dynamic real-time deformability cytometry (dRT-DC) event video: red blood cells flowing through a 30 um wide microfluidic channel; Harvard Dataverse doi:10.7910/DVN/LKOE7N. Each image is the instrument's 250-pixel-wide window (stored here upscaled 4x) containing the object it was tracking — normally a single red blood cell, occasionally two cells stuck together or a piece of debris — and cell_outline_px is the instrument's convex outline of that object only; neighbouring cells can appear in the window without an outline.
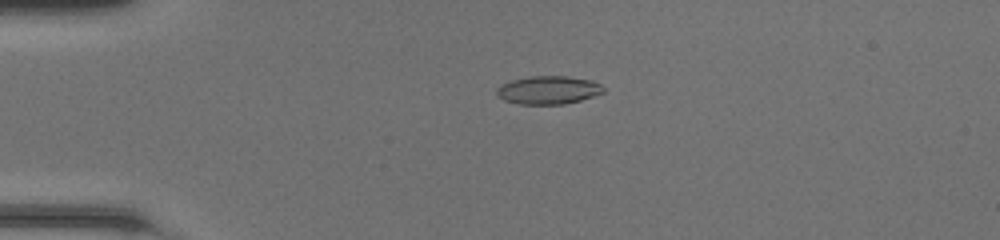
{"species": "common noctule bat (a hibernating species)", "species_latin": "Nyctalus noctula", "temperature_condition": "room temperature", "stored_images_in_passage": 50, "camera_frame_rate_fps": 3000, "um_per_image_px": 0.085, "animal": {"sex": "female", "body_mass_g": 20.0, "forearm_length_mm": 54.0}, "frame": {"image": 1, "passage_image": 13, "time_ms": 4.0, "image_size_px": [1000, 240], "cell_outline_px": [[604, 92], [580, 100], [564, 104], [520, 104], [504, 100], [496, 96], [496, 88], [500, 84], [512, 80], [528, 76], [568, 76], [592, 80], [600, 84], [604, 88]], "centroid_in_image_um": [46.57, 7.64], "position_along_channel_um": 38.4, "area_um2": 17.63}}
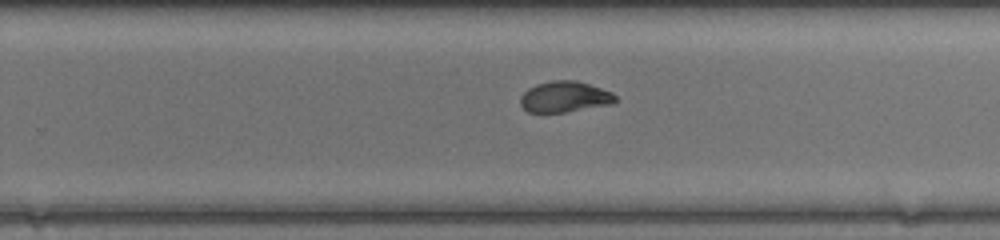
{"frame": {"image": 2, "passage_image": 33, "time_ms": 10.667, "image_size_px": [1000, 240], "cell_outline_px": [[620, 100], [612, 104], [564, 112], [528, 112], [520, 104], [520, 96], [528, 88], [536, 84], [552, 80], [576, 80], [612, 92]], "centroid_in_image_um": [48.01, 8.22], "position_along_channel_um": 281.8, "area_um2": 17.17}}
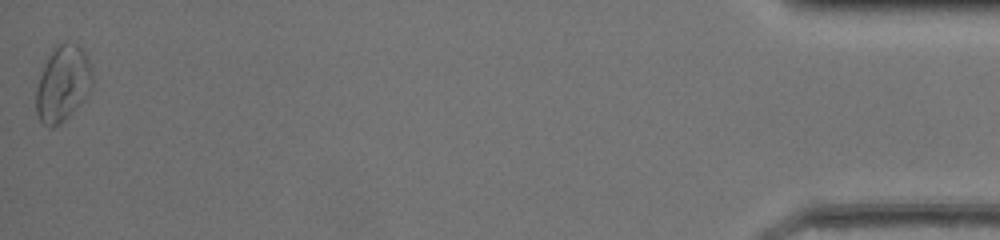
{"frame": {"image": 3, "passage_image": 50, "time_ms": 16.333, "image_size_px": [1000, 240], "cell_outline_px": [[92, 88], [84, 100], [60, 124], [52, 128], [44, 124], [40, 120], [36, 112], [36, 88], [44, 64], [48, 56], [64, 40], [76, 44], [84, 52], [92, 68]], "centroid_in_image_um": [5.34, 7.12], "position_along_channel_um": 429.9, "area_um2": 24.74}, "authors_computed_cell_mechanics": {"area_um2": 17.6001, "velocity_mm_per_s": 4.2565, "shape_relaxation_time_tau1_ms": null, "shape_relaxation_time_tau2_ms": 1.4366, "deformation_change_tau1": null, "deformation_change_tau2": 0.073}}